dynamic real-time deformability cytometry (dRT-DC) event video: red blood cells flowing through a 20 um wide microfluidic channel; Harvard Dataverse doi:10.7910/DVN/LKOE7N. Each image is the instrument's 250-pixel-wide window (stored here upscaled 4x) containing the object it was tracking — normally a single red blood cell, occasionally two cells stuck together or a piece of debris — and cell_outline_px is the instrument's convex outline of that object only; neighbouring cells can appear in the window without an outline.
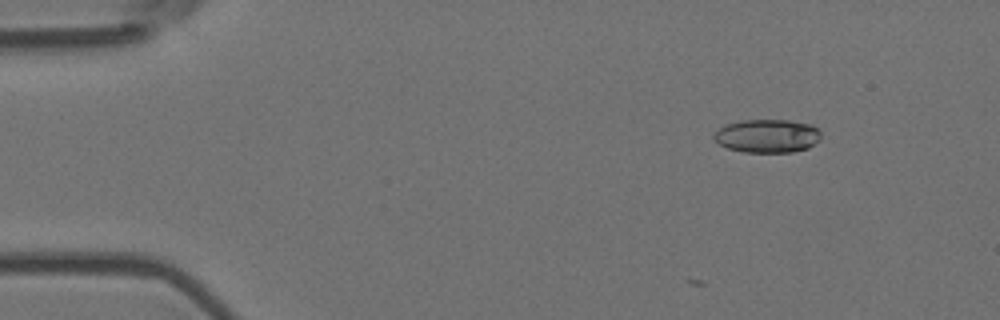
{"species": "Egyptian fruit bat (a non-hibernating species)", "species_latin": "Rousettus aegyptiacus", "temperature_condition": "room temperature", "stored_images_in_passage": 7, "camera_frame_rate_fps": 3000, "um_per_image_px": 0.085, "animal": {"sex": "female"}, "frame": {"image": 1, "passage_image": 1, "time_ms": 0.0, "image_size_px": [1000, 320], "cell_outline_px": [[820, 136], [808, 148], [792, 152], [744, 152], [728, 148], [720, 144], [712, 136], [724, 124], [744, 120], [788, 120], [812, 124], [820, 132]], "centroid_in_image_um": [65.2, 11.55], "position_along_channel_um": 19.8, "area_um2": 20.63}}